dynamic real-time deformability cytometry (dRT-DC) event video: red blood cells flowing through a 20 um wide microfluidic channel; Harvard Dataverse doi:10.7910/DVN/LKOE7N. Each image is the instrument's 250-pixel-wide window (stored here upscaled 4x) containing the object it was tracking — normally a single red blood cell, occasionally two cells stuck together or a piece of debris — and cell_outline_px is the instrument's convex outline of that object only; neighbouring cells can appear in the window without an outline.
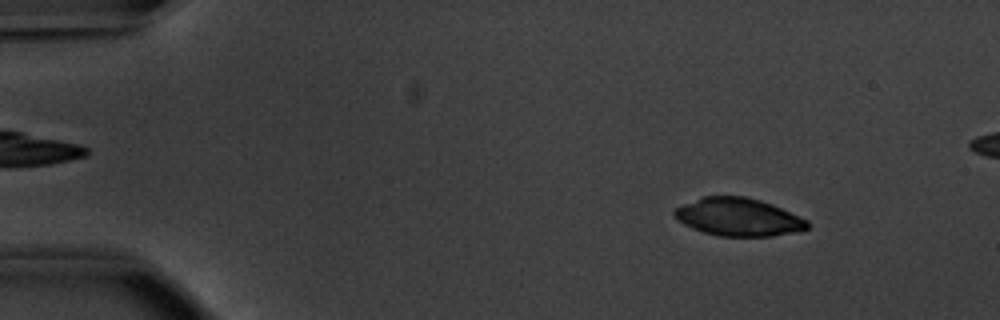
{"species": "common noctule bat (a hibernating species)", "species_latin": "Nyctalus noctula", "temperature_condition": "warm", "stored_images_in_passage": 52, "camera_frame_rate_fps": 3000, "um_per_image_px": 0.085, "animal": {"sex": "male", "body_mass_g": 20.1, "forearm_length_mm": 53.5}, "frame": {"image": 1, "passage_image": 7, "time_ms": 2.0, "image_size_px": [1000, 320], "cell_outline_px": [[808, 228], [796, 232], [772, 236], [720, 236], [704, 232], [692, 228], [684, 224], [672, 212], [676, 208], [684, 204], [704, 196], [744, 196], [760, 200], [772, 204], [808, 220]], "centroid_in_image_um": [62.78, 18.45], "position_along_channel_um": 22.2, "area_um2": 29.07}}
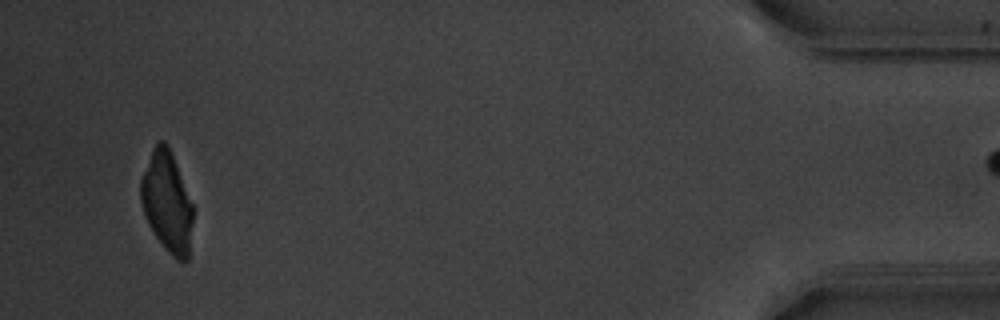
{"frame": {"image": 2, "passage_image": 51, "time_ms": 16.667, "image_size_px": [1000, 320], "cell_outline_px": [[192, 220], [188, 260], [176, 260], [168, 252], [156, 236], [148, 224], [140, 200], [140, 180], [152, 148], [160, 140], [164, 140], [168, 144], [192, 204]], "centroid_in_image_um": [14.17, 17.15], "position_along_channel_um": 421.0, "area_um2": 30.11}}